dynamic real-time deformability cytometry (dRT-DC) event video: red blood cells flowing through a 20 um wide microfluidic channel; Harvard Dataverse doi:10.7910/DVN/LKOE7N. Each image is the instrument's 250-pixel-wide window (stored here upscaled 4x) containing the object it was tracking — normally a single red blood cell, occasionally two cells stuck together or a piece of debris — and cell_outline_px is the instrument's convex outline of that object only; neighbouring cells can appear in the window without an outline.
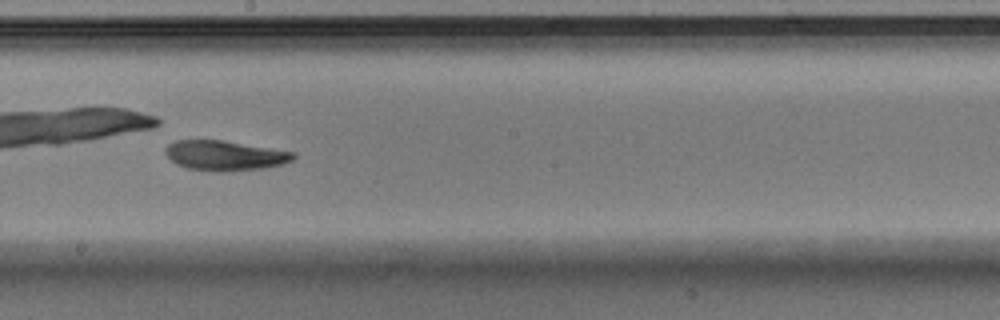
{"species": "Egyptian fruit bat (a non-hibernating species)", "species_latin": "Rousettus aegyptiacus", "temperature_condition": "warm", "stored_images_in_passage": 38, "camera_frame_rate_fps": 3000, "um_per_image_px": 0.085, "animal": {"sex": "male"}, "frame": {"image": 1, "passage_image": 17, "time_ms": 5.333, "image_size_px": [1000, 320], "cell_outline_px": [[296, 156], [292, 160], [280, 164], [264, 168], [224, 172], [216, 172], [188, 168], [176, 164], [164, 152], [164, 148], [168, 144], [176, 140], [224, 140], [296, 152]], "centroid_in_image_um": [19.11, 13.21], "position_along_channel_um": 229.1, "area_um2": 22.43}}
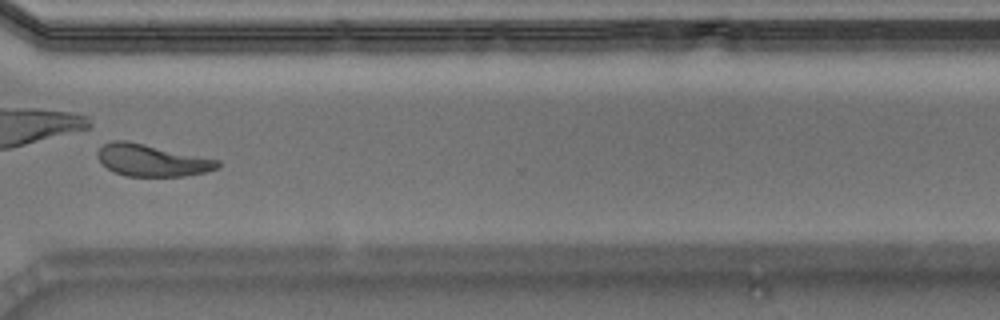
{"frame": {"image": 2, "passage_image": 27, "time_ms": 8.667, "image_size_px": [1000, 320], "cell_outline_px": [[220, 168], [204, 172], [184, 176], [124, 176], [108, 168], [96, 156], [96, 152], [104, 144], [112, 140], [124, 140], [144, 144], [220, 160]], "centroid_in_image_um": [12.91, 13.63], "position_along_channel_um": 357.7, "area_um2": 22.14}, "authors_computed_cell_mechanics": {"area_um2": 22.1952, "velocity_mm_per_s": 3.853, "shape_relaxation_time_tau1_ms": 5.9265, "shape_relaxation_time_tau2_ms": 6.4204, "deformation_change_tau1": 0.1953, "deformation_change_tau2": 0.1537}}